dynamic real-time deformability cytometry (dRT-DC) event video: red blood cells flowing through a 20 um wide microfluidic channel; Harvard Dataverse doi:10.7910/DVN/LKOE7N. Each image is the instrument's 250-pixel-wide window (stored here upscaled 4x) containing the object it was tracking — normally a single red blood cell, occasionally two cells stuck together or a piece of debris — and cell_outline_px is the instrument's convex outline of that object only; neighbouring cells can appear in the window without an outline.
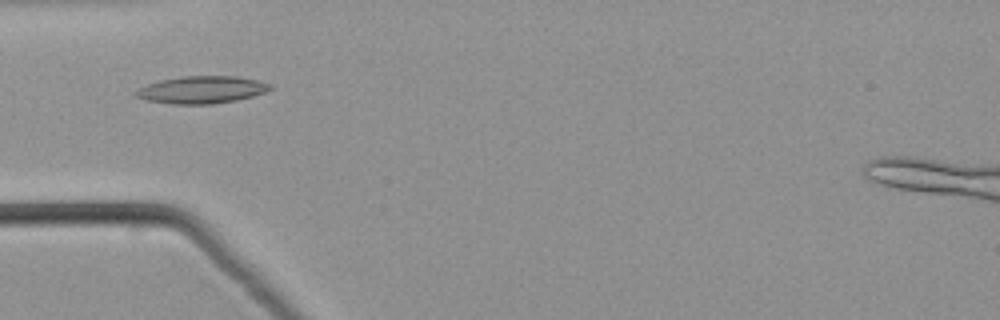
{"species": "common noctule bat (a hibernating species)", "species_latin": "Nyctalus noctula", "temperature_condition": "warm", "stored_images_in_passage": 40, "camera_frame_rate_fps": 3000, "um_per_image_px": 0.085, "animal": {"sex": "male", "body_mass_g": 21.5, "forearm_length_mm": 52.0}, "frame": {"image": 1, "passage_image": 6, "time_ms": 1.667, "image_size_px": [1000, 320], "cell_outline_px": [[272, 88], [264, 92], [252, 96], [236, 100], [212, 104], [172, 104], [144, 100], [136, 96], [132, 92], [136, 88], [160, 80], [180, 76], [236, 76], [256, 80], [272, 84]], "centroid_in_image_um": [17.08, 7.63], "position_along_channel_um": 67.9, "area_um2": 21.5}}
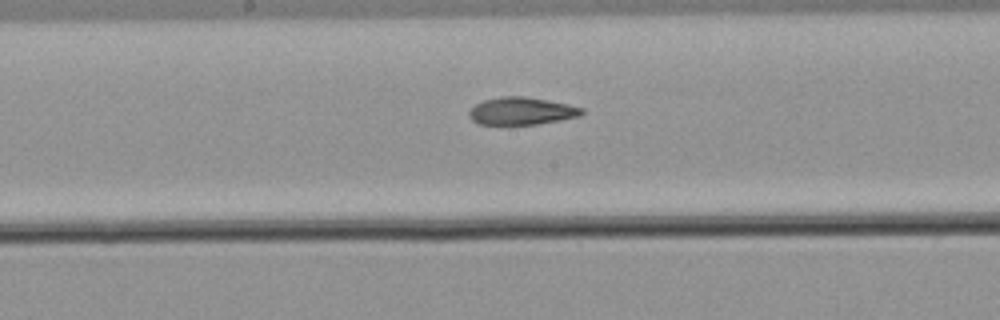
{"frame": {"image": 2, "passage_image": 16, "time_ms": 5.0, "image_size_px": [1000, 320], "cell_outline_px": [[584, 112], [580, 116], [560, 120], [536, 124], [480, 124], [472, 120], [468, 116], [468, 112], [476, 104], [484, 100], [500, 96], [524, 96], [568, 104], [584, 108]], "centroid_in_image_um": [44.33, 9.43], "position_along_channel_um": 203.9, "area_um2": 17.98}}
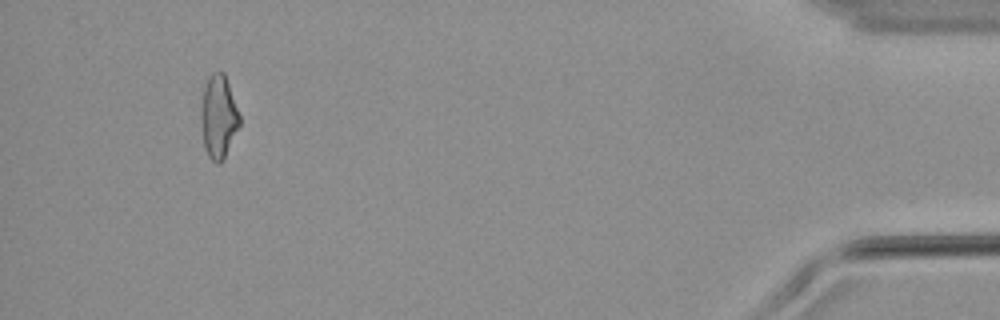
{"frame": {"image": 3, "passage_image": 37, "time_ms": 12.0, "image_size_px": [1000, 320], "cell_outline_px": [[240, 124], [224, 160], [220, 164], [216, 164], [208, 156], [204, 148], [200, 116], [200, 108], [204, 88], [208, 76], [212, 72], [224, 72], [240, 116]], "centroid_in_image_um": [18.56, 9.95], "position_along_channel_um": 416.6, "area_um2": 18.84}}